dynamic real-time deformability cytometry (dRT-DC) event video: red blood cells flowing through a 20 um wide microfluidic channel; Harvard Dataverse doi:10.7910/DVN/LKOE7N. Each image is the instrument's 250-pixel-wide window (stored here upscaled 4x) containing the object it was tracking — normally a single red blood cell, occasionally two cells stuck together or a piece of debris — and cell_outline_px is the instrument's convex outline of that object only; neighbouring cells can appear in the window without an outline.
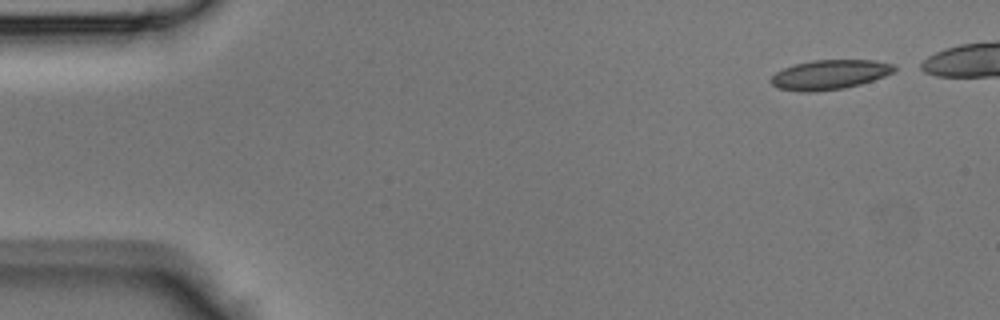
{"species": "Egyptian fruit bat (a non-hibernating species)", "species_latin": "Rousettus aegyptiacus", "temperature_condition": "room temperature", "stored_images_in_passage": 37, "camera_frame_rate_fps": 3000, "um_per_image_px": 0.085, "animal": {"sex": "male"}, "frame": {"image": 1, "passage_image": 1, "time_ms": 0.0, "image_size_px": [1000, 320], "cell_outline_px": [[896, 68], [892, 72], [884, 76], [860, 84], [844, 88], [812, 92], [800, 92], [780, 88], [772, 84], [768, 80], [776, 72], [784, 68], [796, 64], [812, 60], [876, 60], [896, 64]], "centroid_in_image_um": [70.52, 6.34], "position_along_channel_um": 14.5, "area_um2": 21.21}}
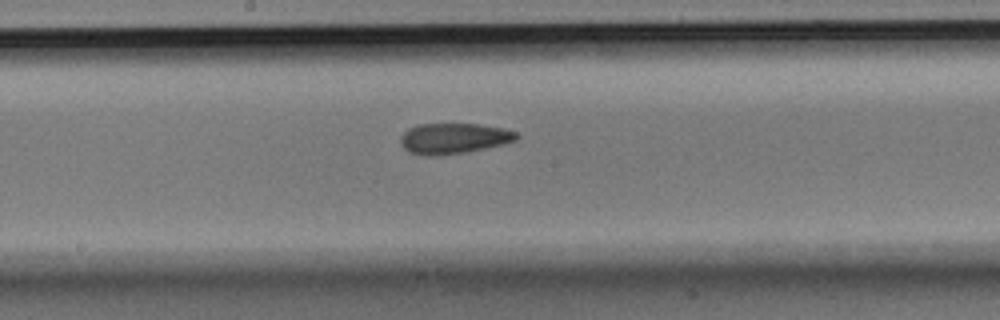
{"frame": {"image": 2, "passage_image": 21, "time_ms": 6.667, "image_size_px": [1000, 320], "cell_outline_px": [[520, 136], [516, 140], [504, 144], [464, 152], [436, 156], [424, 156], [408, 152], [400, 144], [400, 136], [408, 128], [420, 124], [476, 124], [504, 128], [516, 132]], "centroid_in_image_um": [38.53, 11.77], "position_along_channel_um": 209.7, "area_um2": 20.75}}
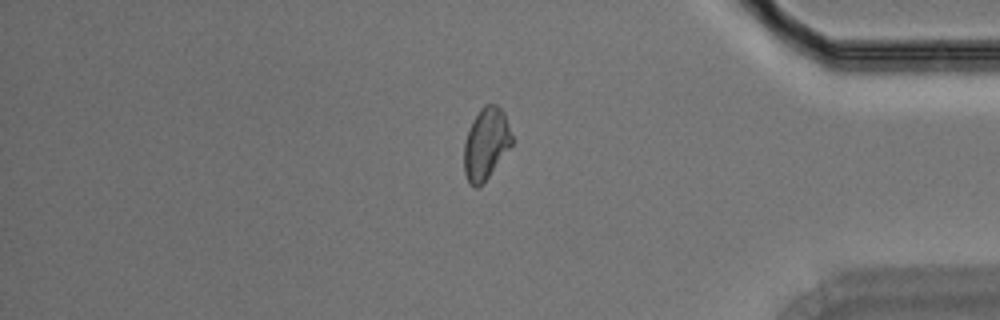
{"frame": {"image": 3, "passage_image": 35, "time_ms": 11.333, "image_size_px": [1000, 320], "cell_outline_px": [[512, 144], [488, 176], [476, 188], [472, 188], [468, 184], [464, 172], [464, 144], [472, 120], [480, 108], [484, 104], [496, 104], [504, 112], [512, 136]], "centroid_in_image_um": [41.28, 12.2], "position_along_channel_um": 393.9, "area_um2": 19.77}}